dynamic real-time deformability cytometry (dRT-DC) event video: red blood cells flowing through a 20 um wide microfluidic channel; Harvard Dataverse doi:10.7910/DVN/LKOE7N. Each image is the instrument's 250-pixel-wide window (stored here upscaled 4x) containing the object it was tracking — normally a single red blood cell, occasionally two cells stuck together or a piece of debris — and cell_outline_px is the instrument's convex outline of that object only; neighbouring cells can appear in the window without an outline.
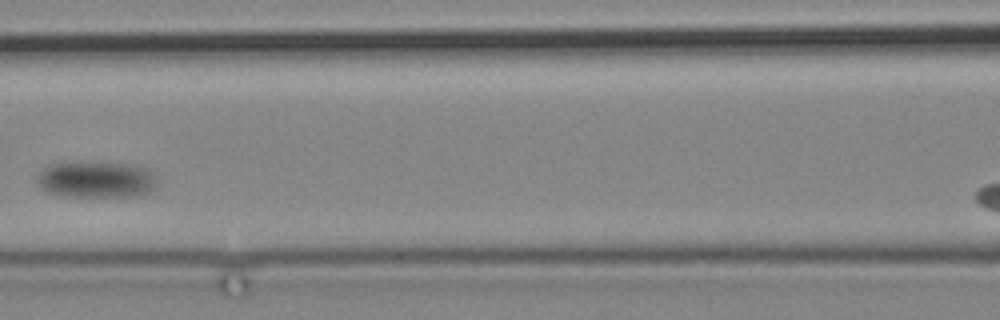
{"species": "common noctule bat (a hibernating species)", "species_latin": "Nyctalus noctula", "temperature_condition": "cold", "stored_images_in_passage": 10, "segment_of_instrument_passage": [1, 2], "camera_frame_rate_fps": 3000, "um_per_image_px": 0.085, "animal": {"sex": "male", "body_mass_g": 19.2, "forearm_length_mm": 51.8}, "frame": {"image": 1, "passage_image": 4, "time_ms": 4.333, "image_size_px": [1000, 320], "cell_outline_px": [[160, 184], [148, 192], [140, 196], [60, 196], [48, 192], [40, 188], [36, 180], [36, 176], [48, 164], [80, 160], [140, 164], [148, 168], [152, 172]], "centroid_in_image_um": [8.2, 15.22], "position_along_channel_um": 158.4, "area_um2": 26.7}}
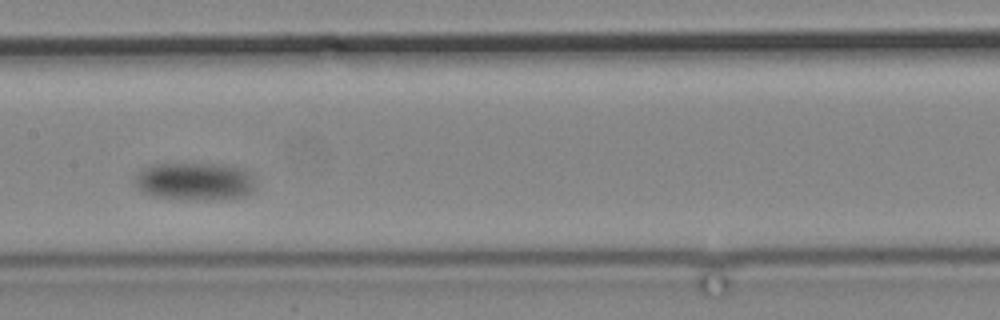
{"frame": {"image": 2, "passage_image": 5, "time_ms": 5.667, "image_size_px": [1000, 320], "cell_outline_px": [[256, 188], [252, 192], [244, 196], [220, 200], [184, 200], [152, 196], [144, 192], [132, 184], [136, 176], [144, 168], [156, 164], [216, 164], [244, 168], [248, 172]], "centroid_in_image_um": [16.55, 15.44], "position_along_channel_um": 190.8, "area_um2": 26.82}}
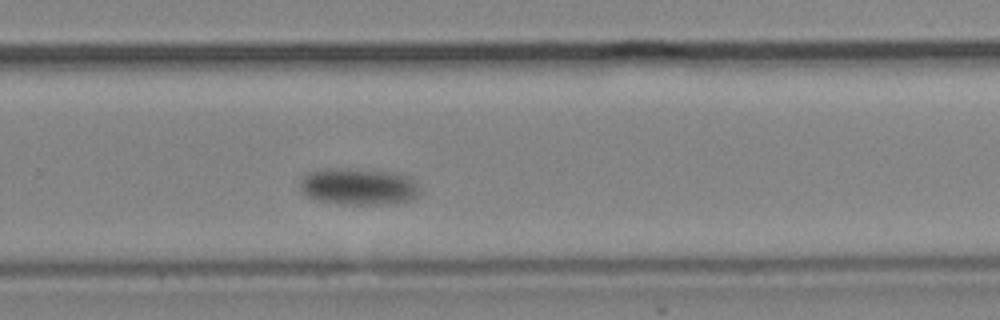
{"frame": {"image": 3, "passage_image": 9, "time_ms": 10.0, "image_size_px": [1000, 320], "cell_outline_px": [[420, 192], [416, 196], [408, 200], [388, 204], [336, 204], [316, 200], [308, 196], [300, 188], [300, 180], [308, 172], [328, 168], [348, 168], [392, 172], [408, 176], [420, 188]], "centroid_in_image_um": [30.44, 15.85], "position_along_channel_um": 299.4, "area_um2": 25.66}}